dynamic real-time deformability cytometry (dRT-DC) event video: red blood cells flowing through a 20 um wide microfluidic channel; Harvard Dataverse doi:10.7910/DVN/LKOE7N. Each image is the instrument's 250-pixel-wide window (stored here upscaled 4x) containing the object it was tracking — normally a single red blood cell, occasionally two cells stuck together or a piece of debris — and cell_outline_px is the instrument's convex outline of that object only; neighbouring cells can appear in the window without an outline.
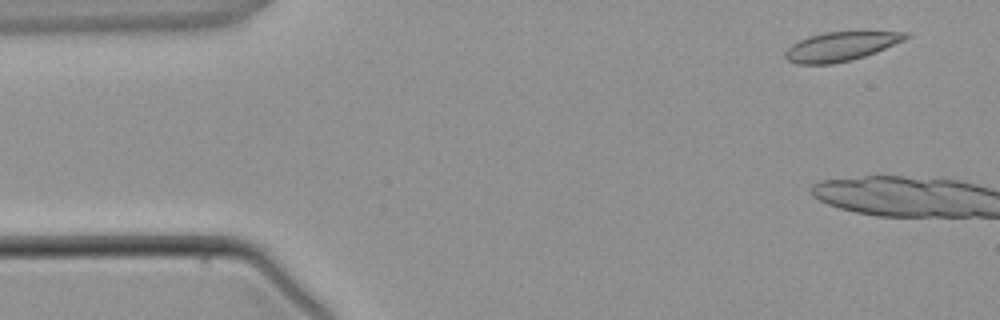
{"species": "common noctule bat (a hibernating species)", "species_latin": "Nyctalus noctula", "temperature_condition": "warm", "stored_images_in_passage": 5, "camera_frame_rate_fps": 3000, "um_per_image_px": 0.085, "animal": {"sex": "male", "body_mass_g": 21.5, "forearm_length_mm": 52.0}, "frame": {"image": 1, "passage_image": 1, "time_ms": 0.0, "image_size_px": [1000, 320], "cell_outline_px": [[912, 36], [904, 40], [876, 52], [852, 60], [832, 64], [796, 64], [788, 60], [784, 56], [784, 52], [792, 44], [808, 36], [824, 32], [908, 32]], "centroid_in_image_um": [71.45, 3.95], "position_along_channel_um": 13.5, "area_um2": 20.35}}
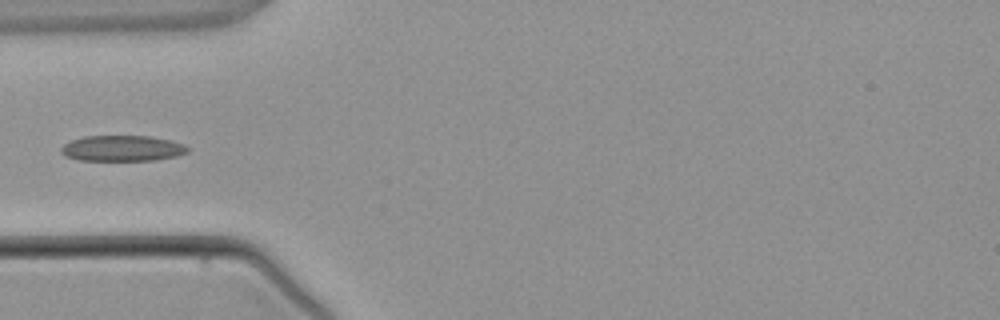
{"frame": {"image": 2, "passage_image": 5, "time_ms": 5.0, "image_size_px": [1000, 320], "cell_outline_px": [[188, 152], [176, 156], [156, 160], [80, 160], [64, 156], [60, 152], [60, 148], [64, 144], [72, 140], [84, 136], [148, 136], [168, 140], [184, 144], [188, 148]], "centroid_in_image_um": [10.36, 12.61], "position_along_channel_um": 74.6, "area_um2": 18.9}}